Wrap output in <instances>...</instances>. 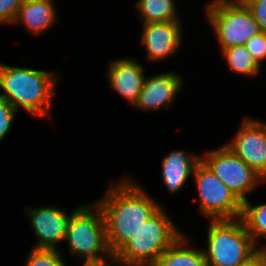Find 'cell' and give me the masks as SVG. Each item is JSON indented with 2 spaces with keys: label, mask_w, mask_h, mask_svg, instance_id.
Masks as SVG:
<instances>
[{
  "label": "cell",
  "mask_w": 266,
  "mask_h": 266,
  "mask_svg": "<svg viewBox=\"0 0 266 266\" xmlns=\"http://www.w3.org/2000/svg\"><path fill=\"white\" fill-rule=\"evenodd\" d=\"M140 43L146 52V60L161 62L174 56L183 44L181 21L142 24Z\"/></svg>",
  "instance_id": "8fae6325"
},
{
  "label": "cell",
  "mask_w": 266,
  "mask_h": 266,
  "mask_svg": "<svg viewBox=\"0 0 266 266\" xmlns=\"http://www.w3.org/2000/svg\"><path fill=\"white\" fill-rule=\"evenodd\" d=\"M238 128L224 144L266 181V123L244 116Z\"/></svg>",
  "instance_id": "9c48e42d"
},
{
  "label": "cell",
  "mask_w": 266,
  "mask_h": 266,
  "mask_svg": "<svg viewBox=\"0 0 266 266\" xmlns=\"http://www.w3.org/2000/svg\"><path fill=\"white\" fill-rule=\"evenodd\" d=\"M209 222L207 246L202 248L207 266H236L259 249L240 218Z\"/></svg>",
  "instance_id": "5b68a950"
},
{
  "label": "cell",
  "mask_w": 266,
  "mask_h": 266,
  "mask_svg": "<svg viewBox=\"0 0 266 266\" xmlns=\"http://www.w3.org/2000/svg\"><path fill=\"white\" fill-rule=\"evenodd\" d=\"M266 255L263 248H259L249 259L236 266H263Z\"/></svg>",
  "instance_id": "d4e9b609"
},
{
  "label": "cell",
  "mask_w": 266,
  "mask_h": 266,
  "mask_svg": "<svg viewBox=\"0 0 266 266\" xmlns=\"http://www.w3.org/2000/svg\"><path fill=\"white\" fill-rule=\"evenodd\" d=\"M18 111L0 96V142L7 136Z\"/></svg>",
  "instance_id": "44dd1931"
},
{
  "label": "cell",
  "mask_w": 266,
  "mask_h": 266,
  "mask_svg": "<svg viewBox=\"0 0 266 266\" xmlns=\"http://www.w3.org/2000/svg\"><path fill=\"white\" fill-rule=\"evenodd\" d=\"M251 11L260 31L266 33V0H242Z\"/></svg>",
  "instance_id": "cb8c5ba5"
},
{
  "label": "cell",
  "mask_w": 266,
  "mask_h": 266,
  "mask_svg": "<svg viewBox=\"0 0 266 266\" xmlns=\"http://www.w3.org/2000/svg\"><path fill=\"white\" fill-rule=\"evenodd\" d=\"M191 240L183 233L158 258L153 266H207L201 247H192Z\"/></svg>",
  "instance_id": "2e32d148"
},
{
  "label": "cell",
  "mask_w": 266,
  "mask_h": 266,
  "mask_svg": "<svg viewBox=\"0 0 266 266\" xmlns=\"http://www.w3.org/2000/svg\"><path fill=\"white\" fill-rule=\"evenodd\" d=\"M60 250L32 248L24 261L25 266H67Z\"/></svg>",
  "instance_id": "ffe728a7"
},
{
  "label": "cell",
  "mask_w": 266,
  "mask_h": 266,
  "mask_svg": "<svg viewBox=\"0 0 266 266\" xmlns=\"http://www.w3.org/2000/svg\"><path fill=\"white\" fill-rule=\"evenodd\" d=\"M63 243H67L69 252L83 264H100L113 259L106 240L103 213L96 202L73 209Z\"/></svg>",
  "instance_id": "3957f363"
},
{
  "label": "cell",
  "mask_w": 266,
  "mask_h": 266,
  "mask_svg": "<svg viewBox=\"0 0 266 266\" xmlns=\"http://www.w3.org/2000/svg\"><path fill=\"white\" fill-rule=\"evenodd\" d=\"M26 1H43V2H54V0H26Z\"/></svg>",
  "instance_id": "83f0119b"
},
{
  "label": "cell",
  "mask_w": 266,
  "mask_h": 266,
  "mask_svg": "<svg viewBox=\"0 0 266 266\" xmlns=\"http://www.w3.org/2000/svg\"><path fill=\"white\" fill-rule=\"evenodd\" d=\"M175 0H137L135 5L142 24L181 21Z\"/></svg>",
  "instance_id": "e0dca14e"
},
{
  "label": "cell",
  "mask_w": 266,
  "mask_h": 266,
  "mask_svg": "<svg viewBox=\"0 0 266 266\" xmlns=\"http://www.w3.org/2000/svg\"><path fill=\"white\" fill-rule=\"evenodd\" d=\"M220 51L231 72L245 77H255L260 74L261 66L244 45L224 48Z\"/></svg>",
  "instance_id": "ac0fdd59"
},
{
  "label": "cell",
  "mask_w": 266,
  "mask_h": 266,
  "mask_svg": "<svg viewBox=\"0 0 266 266\" xmlns=\"http://www.w3.org/2000/svg\"><path fill=\"white\" fill-rule=\"evenodd\" d=\"M200 212L210 220L238 219L242 202L201 160L193 172Z\"/></svg>",
  "instance_id": "52a82bcc"
},
{
  "label": "cell",
  "mask_w": 266,
  "mask_h": 266,
  "mask_svg": "<svg viewBox=\"0 0 266 266\" xmlns=\"http://www.w3.org/2000/svg\"><path fill=\"white\" fill-rule=\"evenodd\" d=\"M183 76L175 71H167L146 76L138 100L133 106L141 111L170 109L178 93L184 87Z\"/></svg>",
  "instance_id": "7c38bea8"
},
{
  "label": "cell",
  "mask_w": 266,
  "mask_h": 266,
  "mask_svg": "<svg viewBox=\"0 0 266 266\" xmlns=\"http://www.w3.org/2000/svg\"><path fill=\"white\" fill-rule=\"evenodd\" d=\"M24 212L29 218V222L37 238L36 249H55L58 244L64 242L67 224L72 212H66L60 206L49 205L35 208L24 207Z\"/></svg>",
  "instance_id": "30bf717a"
},
{
  "label": "cell",
  "mask_w": 266,
  "mask_h": 266,
  "mask_svg": "<svg viewBox=\"0 0 266 266\" xmlns=\"http://www.w3.org/2000/svg\"><path fill=\"white\" fill-rule=\"evenodd\" d=\"M210 1L205 6V16L220 50L245 45L260 32L251 11L242 0Z\"/></svg>",
  "instance_id": "8992f818"
},
{
  "label": "cell",
  "mask_w": 266,
  "mask_h": 266,
  "mask_svg": "<svg viewBox=\"0 0 266 266\" xmlns=\"http://www.w3.org/2000/svg\"><path fill=\"white\" fill-rule=\"evenodd\" d=\"M201 155L184 150H173L163 157L161 162V181L168 193L177 194L188 182Z\"/></svg>",
  "instance_id": "5bb4252c"
},
{
  "label": "cell",
  "mask_w": 266,
  "mask_h": 266,
  "mask_svg": "<svg viewBox=\"0 0 266 266\" xmlns=\"http://www.w3.org/2000/svg\"><path fill=\"white\" fill-rule=\"evenodd\" d=\"M162 205L114 255L123 264L153 266L183 233Z\"/></svg>",
  "instance_id": "277c9868"
},
{
  "label": "cell",
  "mask_w": 266,
  "mask_h": 266,
  "mask_svg": "<svg viewBox=\"0 0 266 266\" xmlns=\"http://www.w3.org/2000/svg\"><path fill=\"white\" fill-rule=\"evenodd\" d=\"M110 261H107L105 263H100V264H82L81 266H110Z\"/></svg>",
  "instance_id": "4316f807"
},
{
  "label": "cell",
  "mask_w": 266,
  "mask_h": 266,
  "mask_svg": "<svg viewBox=\"0 0 266 266\" xmlns=\"http://www.w3.org/2000/svg\"><path fill=\"white\" fill-rule=\"evenodd\" d=\"M201 160L241 201L265 180L246 162L239 158L226 144L201 155Z\"/></svg>",
  "instance_id": "ba28073f"
},
{
  "label": "cell",
  "mask_w": 266,
  "mask_h": 266,
  "mask_svg": "<svg viewBox=\"0 0 266 266\" xmlns=\"http://www.w3.org/2000/svg\"><path fill=\"white\" fill-rule=\"evenodd\" d=\"M110 266H145V265L123 264V263L117 262L114 259H111Z\"/></svg>",
  "instance_id": "484cf974"
},
{
  "label": "cell",
  "mask_w": 266,
  "mask_h": 266,
  "mask_svg": "<svg viewBox=\"0 0 266 266\" xmlns=\"http://www.w3.org/2000/svg\"><path fill=\"white\" fill-rule=\"evenodd\" d=\"M240 219L255 245L261 248L260 240L266 237V203L254 205L248 199L243 201Z\"/></svg>",
  "instance_id": "d6986e66"
},
{
  "label": "cell",
  "mask_w": 266,
  "mask_h": 266,
  "mask_svg": "<svg viewBox=\"0 0 266 266\" xmlns=\"http://www.w3.org/2000/svg\"><path fill=\"white\" fill-rule=\"evenodd\" d=\"M106 77L112 88L121 98L134 106L141 92L146 72L145 67L131 57L115 58L109 62Z\"/></svg>",
  "instance_id": "4fadbf2b"
},
{
  "label": "cell",
  "mask_w": 266,
  "mask_h": 266,
  "mask_svg": "<svg viewBox=\"0 0 266 266\" xmlns=\"http://www.w3.org/2000/svg\"><path fill=\"white\" fill-rule=\"evenodd\" d=\"M24 0H0V25H12Z\"/></svg>",
  "instance_id": "603a6c76"
},
{
  "label": "cell",
  "mask_w": 266,
  "mask_h": 266,
  "mask_svg": "<svg viewBox=\"0 0 266 266\" xmlns=\"http://www.w3.org/2000/svg\"><path fill=\"white\" fill-rule=\"evenodd\" d=\"M256 62L262 67L266 59V33L260 31L244 45Z\"/></svg>",
  "instance_id": "7402d4cb"
},
{
  "label": "cell",
  "mask_w": 266,
  "mask_h": 266,
  "mask_svg": "<svg viewBox=\"0 0 266 266\" xmlns=\"http://www.w3.org/2000/svg\"><path fill=\"white\" fill-rule=\"evenodd\" d=\"M96 203L104 217L106 240L114 255L162 205L132 178L112 181Z\"/></svg>",
  "instance_id": "6da1fadb"
},
{
  "label": "cell",
  "mask_w": 266,
  "mask_h": 266,
  "mask_svg": "<svg viewBox=\"0 0 266 266\" xmlns=\"http://www.w3.org/2000/svg\"><path fill=\"white\" fill-rule=\"evenodd\" d=\"M55 2L26 1L20 5L13 24H22L34 36H40L57 22Z\"/></svg>",
  "instance_id": "9a60e30c"
},
{
  "label": "cell",
  "mask_w": 266,
  "mask_h": 266,
  "mask_svg": "<svg viewBox=\"0 0 266 266\" xmlns=\"http://www.w3.org/2000/svg\"><path fill=\"white\" fill-rule=\"evenodd\" d=\"M58 72L7 65L0 62V96L18 112L51 120V107L59 82Z\"/></svg>",
  "instance_id": "7a4b0ae2"
},
{
  "label": "cell",
  "mask_w": 266,
  "mask_h": 266,
  "mask_svg": "<svg viewBox=\"0 0 266 266\" xmlns=\"http://www.w3.org/2000/svg\"><path fill=\"white\" fill-rule=\"evenodd\" d=\"M263 250H264V252H265V255H266V246H264V247H263Z\"/></svg>",
  "instance_id": "f1b7e54d"
}]
</instances>
